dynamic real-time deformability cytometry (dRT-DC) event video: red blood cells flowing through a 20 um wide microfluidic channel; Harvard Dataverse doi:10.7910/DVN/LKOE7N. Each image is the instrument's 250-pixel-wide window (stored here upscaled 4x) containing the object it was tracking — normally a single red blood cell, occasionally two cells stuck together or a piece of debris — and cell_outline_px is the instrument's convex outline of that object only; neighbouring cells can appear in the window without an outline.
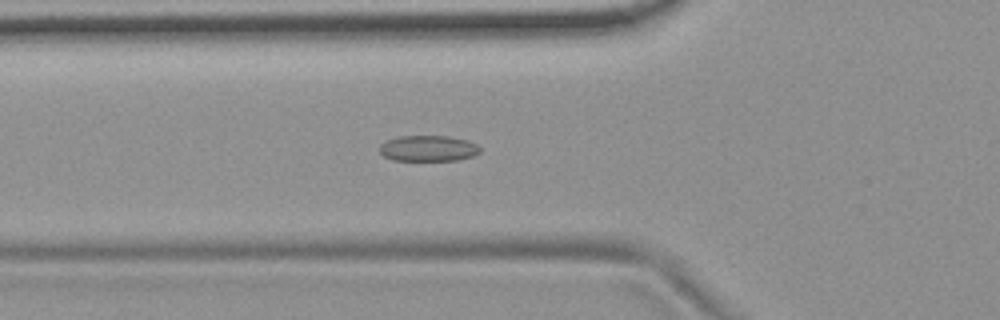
{"species": "common noctule bat (a hibernating species)", "species_latin": "Nyctalus noctula", "temperature_condition": "room temperature", "stored_images_in_passage": 55, "camera_frame_rate_fps": 3000, "um_per_image_px": 0.085, "animal": {"sex": "female", "body_mass_g": 19.9}, "frame": {"image": 1, "passage_image": 20, "time_ms": 6.333, "image_size_px": [1000, 320], "cell_outline_px": [[480, 152], [472, 156], [456, 160], [392, 160], [384, 156], [380, 152], [380, 144], [396, 136], [448, 136], [468, 140], [476, 144], [480, 148]], "centroid_in_image_um": [36.39, 12.6], "position_along_channel_um": 89.4, "area_um2": 15.09}}
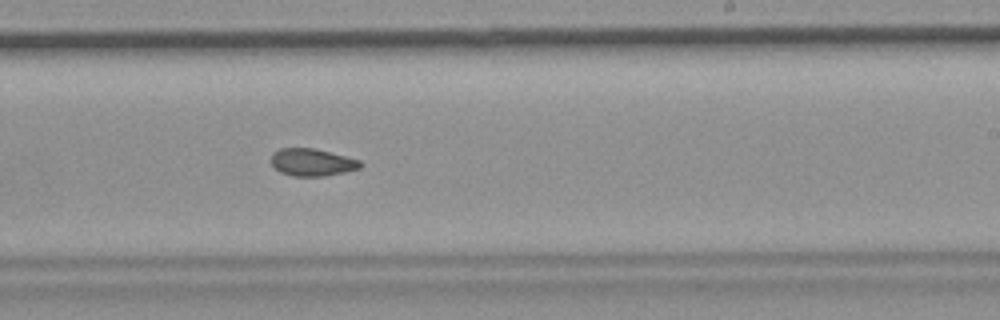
{"frame": {"image": 2, "passage_image": 34, "time_ms": 11.0, "image_size_px": [1000, 320], "cell_outline_px": [[364, 164], [360, 168], [344, 172], [324, 176], [292, 176], [280, 172], [268, 160], [272, 152], [280, 148], [312, 148], [360, 160]], "centroid_in_image_um": [26.48, 13.79], "position_along_channel_um": 262.5, "area_um2": 14.28}}
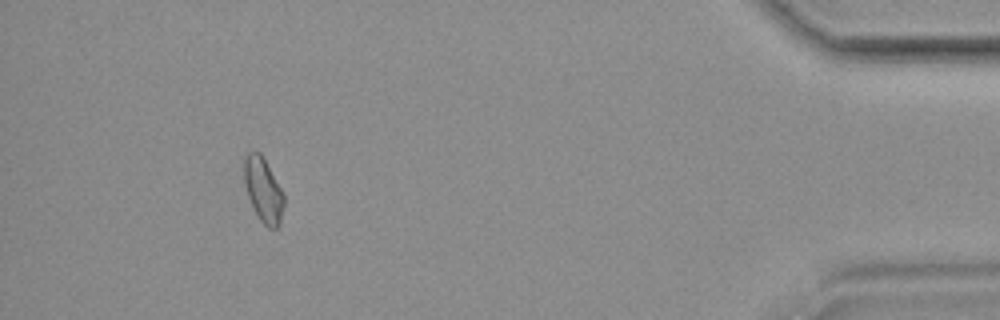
{"frame": {"image": 3, "passage_image": 51, "time_ms": 16.667, "image_size_px": [1000, 320], "cell_outline_px": [[284, 204], [280, 224], [276, 228], [268, 228], [260, 220], [248, 196], [244, 184], [244, 156], [248, 152], [260, 152], [284, 192]], "centroid_in_image_um": [22.39, 16.14], "position_along_channel_um": 412.8, "area_um2": 14.91}, "authors_computed_cell_mechanics": {"area_um2": 15.0858, "velocity_mm_per_s": 3.7177, "shape_relaxation_time_tau1_ms": null, "shape_relaxation_time_tau2_ms": 3.4093, "deformation_change_tau1": null, "deformation_change_tau2": 0.0892}}